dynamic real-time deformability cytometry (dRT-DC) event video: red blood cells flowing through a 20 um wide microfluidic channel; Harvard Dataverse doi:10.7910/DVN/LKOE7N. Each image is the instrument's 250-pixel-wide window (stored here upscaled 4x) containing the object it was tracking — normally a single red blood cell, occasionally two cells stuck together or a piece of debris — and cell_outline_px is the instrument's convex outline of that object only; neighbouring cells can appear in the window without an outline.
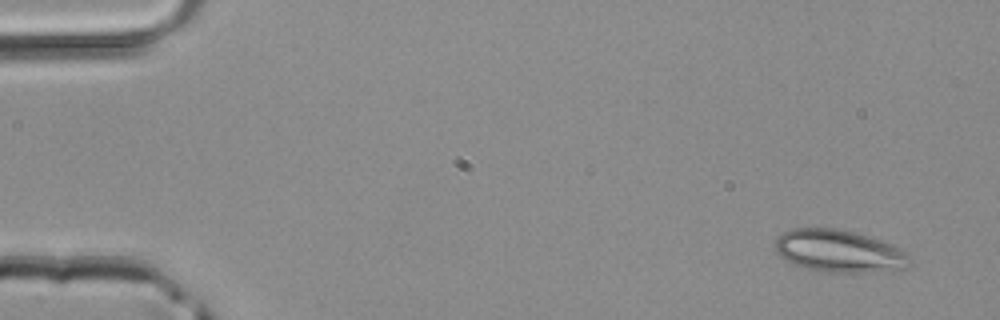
{"species": "common noctule bat (a hibernating species)", "species_latin": "Nyctalus noctula", "temperature_condition": "room temperature", "stored_images_in_passage": 4, "camera_frame_rate_fps": 3000, "um_per_image_px": 0.085, "animal": {"sex": "male", "body_mass_g": 20.4}, "frame": {"image": 1, "passage_image": 1, "time_ms": 0.0, "image_size_px": [1000, 320], "cell_outline_px": [[908, 264], [904, 268], [864, 272], [820, 272], [796, 264], [780, 256], [776, 252], [776, 236], [792, 228], [836, 228], [884, 240], [904, 248], [908, 252]], "centroid_in_image_um": [71.33, 21.32], "position_along_channel_um": 13.7, "area_um2": 33.12}}